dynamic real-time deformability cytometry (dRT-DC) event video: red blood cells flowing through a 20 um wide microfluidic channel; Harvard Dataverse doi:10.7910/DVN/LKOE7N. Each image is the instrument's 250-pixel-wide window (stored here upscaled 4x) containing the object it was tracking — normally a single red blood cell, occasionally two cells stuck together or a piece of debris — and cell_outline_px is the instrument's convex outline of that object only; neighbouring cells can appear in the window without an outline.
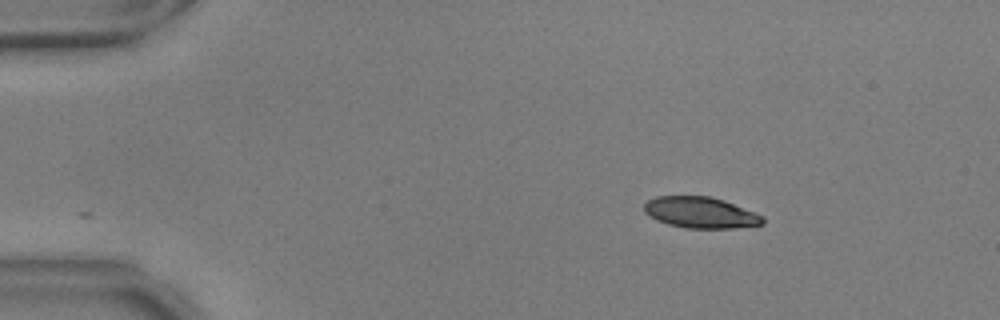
{"species": "common noctule bat (a hibernating species)", "species_latin": "Nyctalus noctula", "temperature_condition": "warm", "stored_images_in_passage": 47, "camera_frame_rate_fps": 3000, "um_per_image_px": 0.085, "animal": {"sex": "male", "body_mass_g": 17.9, "forearm_length_mm": 54.2}, "frame": {"image": 1, "passage_image": 1, "time_ms": 0.0, "image_size_px": [1000, 320], "cell_outline_px": [[764, 224], [736, 228], [684, 228], [668, 224], [656, 220], [648, 216], [644, 212], [644, 204], [648, 200], [656, 196], [712, 196], [724, 200], [764, 216]], "centroid_in_image_um": [59.53, 18.07], "position_along_channel_um": 25.5, "area_um2": 21.68}}
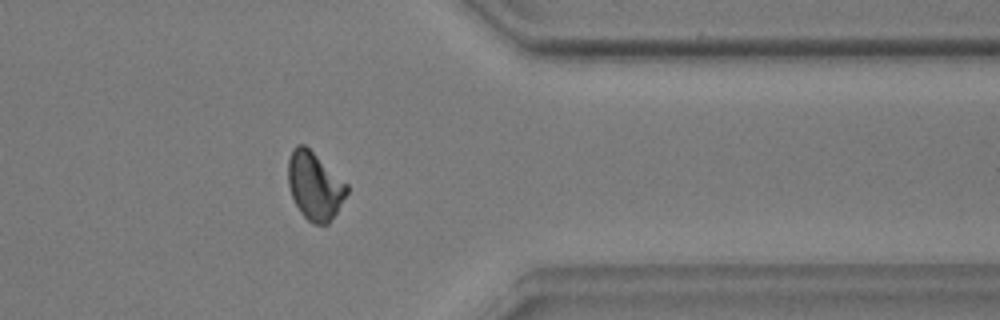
{"frame": {"image": 2, "passage_image": 37, "time_ms": 12.0, "image_size_px": [1000, 320], "cell_outline_px": [[348, 192], [336, 212], [328, 224], [312, 224], [300, 212], [292, 196], [288, 184], [288, 160], [292, 148], [296, 144], [304, 144], [348, 184]], "centroid_in_image_um": [26.74, 15.79], "position_along_channel_um": 384.7, "area_um2": 23.06}}
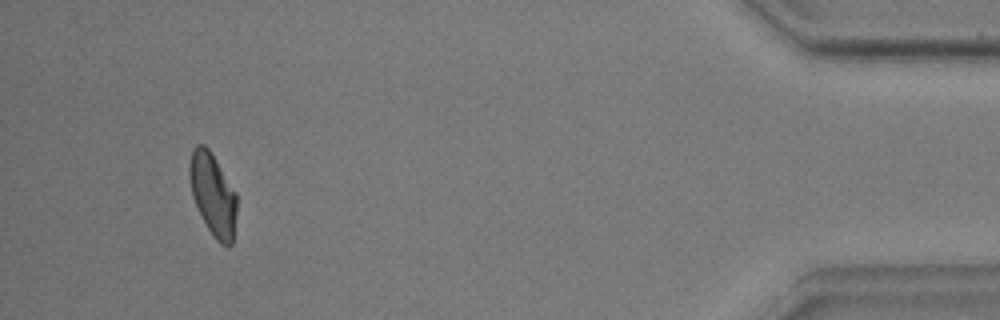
{"frame": {"image": 3, "passage_image": 44, "time_ms": 14.333, "image_size_px": [1000, 320], "cell_outline_px": [[236, 212], [232, 244], [228, 248], [220, 244], [212, 236], [192, 196], [188, 176], [188, 164], [192, 148], [196, 144], [204, 144], [208, 148], [216, 160], [236, 192]], "centroid_in_image_um": [18.08, 16.51], "position_along_channel_um": 417.1, "area_um2": 22.77}, "authors_computed_cell_mechanics": {"area_um2": 22.8888, "velocity_mm_per_s": 3.7086, "shape_relaxation_time_tau1_ms": 4.7515, "shape_relaxation_time_tau2_ms": 2.0005, "deformation_change_tau1": 0.164, "deformation_change_tau2": 0.0799}}